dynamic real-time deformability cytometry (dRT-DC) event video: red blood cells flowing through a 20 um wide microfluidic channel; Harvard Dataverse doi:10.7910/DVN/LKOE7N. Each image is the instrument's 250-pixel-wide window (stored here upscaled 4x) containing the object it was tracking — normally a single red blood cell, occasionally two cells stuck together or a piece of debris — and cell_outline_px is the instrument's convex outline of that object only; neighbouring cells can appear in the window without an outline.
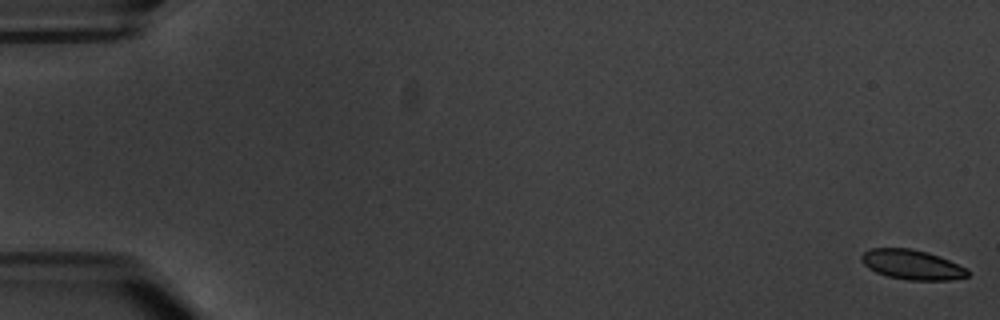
{"species": "common noctule bat (a hibernating species)", "species_latin": "Nyctalus noctula", "temperature_condition": "warm", "stored_images_in_passage": 5, "camera_frame_rate_fps": 3000, "um_per_image_px": 0.085, "animal": {"sex": "male", "body_mass_g": 20.1, "forearm_length_mm": 53.5}, "frame": {"image": 1, "passage_image": 1, "time_ms": 0.0, "image_size_px": [1000, 320], "cell_outline_px": [[968, 276], [952, 280], [908, 280], [888, 276], [876, 272], [868, 268], [860, 260], [860, 256], [864, 252], [872, 248], [912, 248], [928, 252], [940, 256], [968, 268]], "centroid_in_image_um": [77.53, 22.49], "position_along_channel_um": 7.5, "area_um2": 18.55}}
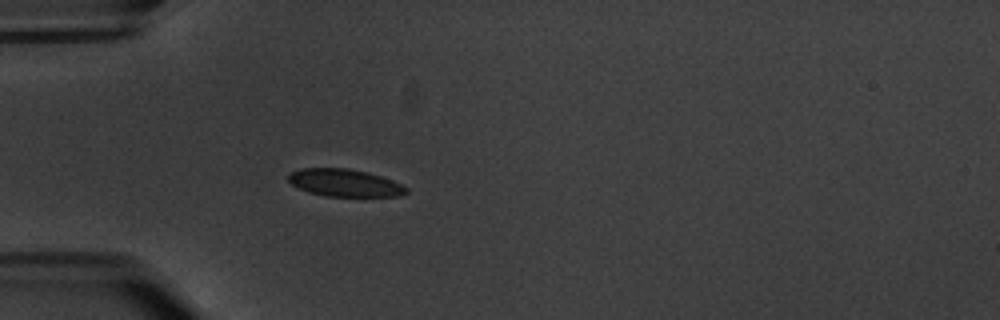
{"frame": {"image": 2, "passage_image": 5, "time_ms": 6.0, "image_size_px": [1000, 320], "cell_outline_px": [[408, 192], [400, 196], [324, 196], [308, 192], [292, 184], [288, 180], [288, 172], [300, 168], [348, 168], [368, 172], [392, 180], [408, 188]], "centroid_in_image_um": [29.27, 15.53], "position_along_channel_um": 55.7, "area_um2": 18.9}}